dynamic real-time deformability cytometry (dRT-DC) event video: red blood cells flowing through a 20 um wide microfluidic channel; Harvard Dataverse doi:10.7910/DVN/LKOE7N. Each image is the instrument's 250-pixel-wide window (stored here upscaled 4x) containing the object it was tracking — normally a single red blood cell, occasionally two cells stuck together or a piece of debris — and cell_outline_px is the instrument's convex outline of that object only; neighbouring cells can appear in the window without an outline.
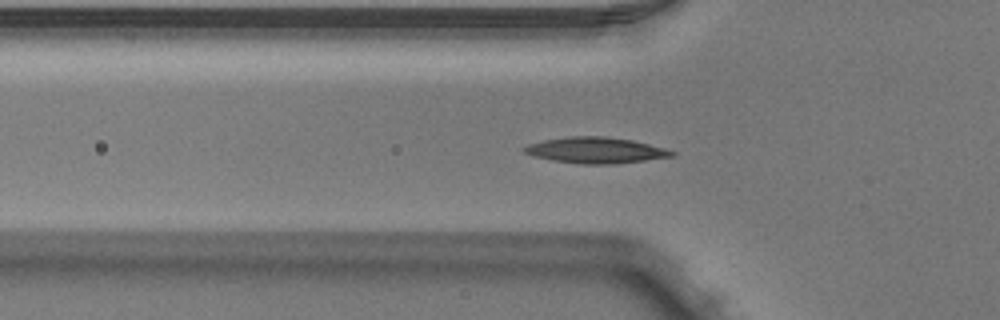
{"species": "Egyptian fruit bat (a non-hibernating species)", "species_latin": "Rousettus aegyptiacus", "temperature_condition": "warm", "stored_images_in_passage": 52, "camera_frame_rate_fps": 3000, "um_per_image_px": 0.085, "animal": {"sex": "male"}, "frame": {"image": 1, "passage_image": 17, "time_ms": 5.333, "image_size_px": [1000, 320], "cell_outline_px": [[676, 156], [616, 164], [580, 164], [552, 160], [536, 156], [524, 152], [520, 148], [528, 144], [544, 140], [568, 136], [604, 136], [632, 140], [664, 148], [676, 152]], "centroid_in_image_um": [50.64, 12.77], "position_along_channel_um": 75.2, "area_um2": 22.37}}
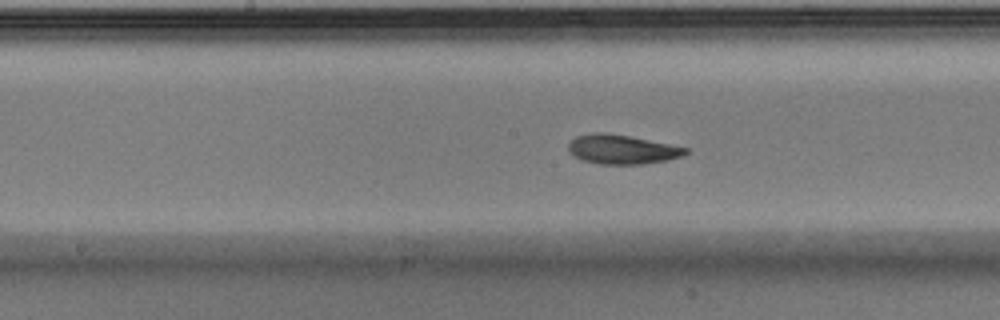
{"frame": {"image": 2, "passage_image": 26, "time_ms": 8.333, "image_size_px": [1000, 320], "cell_outline_px": [[688, 152], [680, 156], [668, 160], [644, 164], [600, 164], [584, 160], [568, 152], [568, 144], [576, 136], [592, 132], [604, 132], [628, 136], [688, 148]], "centroid_in_image_um": [52.84, 12.69], "position_along_channel_um": 195.4, "area_um2": 19.77}}
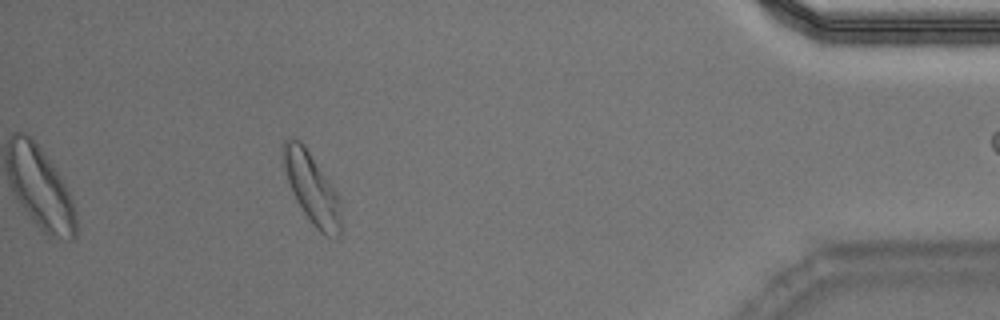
{"frame": {"image": 3, "passage_image": 46, "time_ms": 15.0, "image_size_px": [1000, 320], "cell_outline_px": [[340, 236], [328, 236], [320, 232], [312, 224], [296, 200], [288, 180], [284, 168], [280, 152], [280, 148], [284, 140], [300, 140], [304, 144], [336, 192], [340, 200]], "centroid_in_image_um": [26.47, 15.97], "position_along_channel_um": 408.7, "area_um2": 23.35}, "authors_computed_cell_mechanics": {"area_um2": 20.2878, "velocity_mm_per_s": 3.9752, "shape_relaxation_time_tau1_ms": 3.0118, "shape_relaxation_time_tau2_ms": 2.4156, "deformation_change_tau1": 0.1392, "deformation_change_tau2": 0.0793}}